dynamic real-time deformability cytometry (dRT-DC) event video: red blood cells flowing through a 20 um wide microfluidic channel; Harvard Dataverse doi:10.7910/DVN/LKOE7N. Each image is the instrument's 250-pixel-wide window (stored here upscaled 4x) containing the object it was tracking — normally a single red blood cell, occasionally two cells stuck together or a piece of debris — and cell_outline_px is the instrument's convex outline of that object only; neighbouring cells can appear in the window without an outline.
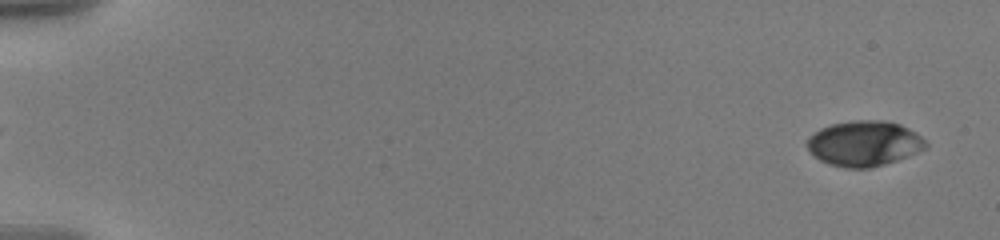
{"species": "human", "species_latin": "Homo sapiens", "temperature_condition": "warm", "stored_images_in_passage": 33, "camera_frame_rate_fps": 3000, "um_per_image_px": 0.085, "donor": {"sex": "male"}, "frame": {"image": 1, "passage_image": 1, "time_ms": 0.0, "image_size_px": [1000, 240], "cell_outline_px": [[928, 144], [924, 148], [908, 156], [884, 164], [868, 168], [844, 168], [828, 164], [820, 160], [804, 144], [820, 128], [832, 124], [852, 120], [880, 120], [900, 124], [916, 132]], "centroid_in_image_um": [73.45, 12.19], "position_along_channel_um": 11.6, "area_um2": 31.04}}
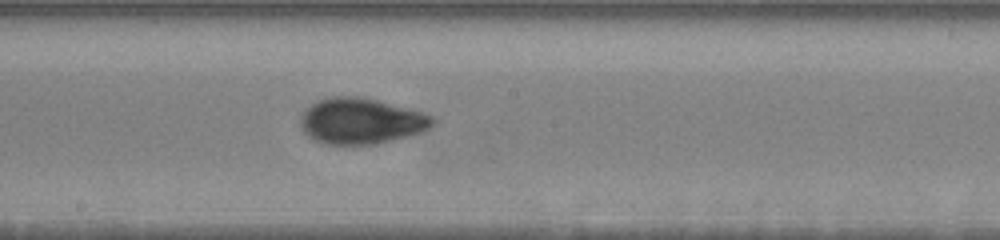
{"frame": {"image": 2, "passage_image": 19, "time_ms": 10.333, "image_size_px": [1000, 240], "cell_outline_px": [[436, 120], [424, 132], [376, 144], [328, 144], [316, 140], [308, 136], [300, 128], [300, 120], [304, 112], [316, 100], [332, 96], [356, 96], [376, 100], [420, 112], [432, 116]], "centroid_in_image_um": [30.67, 10.29], "position_along_channel_um": 217.5, "area_um2": 34.97}}
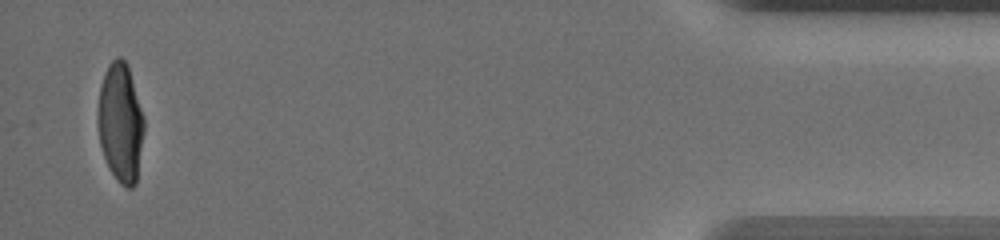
{"frame": {"image": 3, "passage_image": 33, "time_ms": 18.0, "image_size_px": [1000, 240], "cell_outline_px": [[144, 132], [136, 184], [132, 188], [128, 188], [120, 184], [116, 180], [104, 156], [100, 144], [96, 120], [100, 88], [104, 72], [108, 64], [116, 56], [120, 56], [128, 64], [144, 116]], "centroid_in_image_um": [10.24, 10.4], "position_along_channel_um": 425.0, "area_um2": 32.43}, "authors_computed_cell_mechanics": {"area_um2": 32.4836, "velocity_mm_per_s": 3.5897, "shape_relaxation_time_tau1_ms": 4.86, "shape_relaxation_time_tau2_ms": 1.0975, "deformation_change_tau1": 0.184, "deformation_change_tau2": 0.0559}}